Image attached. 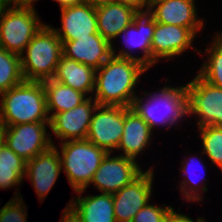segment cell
Here are the masks:
<instances>
[{
	"label": "cell",
	"instance_id": "cell-16",
	"mask_svg": "<svg viewBox=\"0 0 222 222\" xmlns=\"http://www.w3.org/2000/svg\"><path fill=\"white\" fill-rule=\"evenodd\" d=\"M196 1L150 0L149 7L154 12L155 22L190 28L197 35L205 27V21L198 16Z\"/></svg>",
	"mask_w": 222,
	"mask_h": 222
},
{
	"label": "cell",
	"instance_id": "cell-2",
	"mask_svg": "<svg viewBox=\"0 0 222 222\" xmlns=\"http://www.w3.org/2000/svg\"><path fill=\"white\" fill-rule=\"evenodd\" d=\"M157 91H143L138 94L131 105L140 117L154 131L160 127L166 130L175 127L177 130L180 121L186 120L188 116V95L186 84L182 86L164 85L156 88ZM144 95V96H143Z\"/></svg>",
	"mask_w": 222,
	"mask_h": 222
},
{
	"label": "cell",
	"instance_id": "cell-6",
	"mask_svg": "<svg viewBox=\"0 0 222 222\" xmlns=\"http://www.w3.org/2000/svg\"><path fill=\"white\" fill-rule=\"evenodd\" d=\"M45 24L36 9L17 7L2 0L0 2V47L21 55Z\"/></svg>",
	"mask_w": 222,
	"mask_h": 222
},
{
	"label": "cell",
	"instance_id": "cell-26",
	"mask_svg": "<svg viewBox=\"0 0 222 222\" xmlns=\"http://www.w3.org/2000/svg\"><path fill=\"white\" fill-rule=\"evenodd\" d=\"M213 35L210 46L204 49L206 59L197 74L209 84L222 88V32L216 31Z\"/></svg>",
	"mask_w": 222,
	"mask_h": 222
},
{
	"label": "cell",
	"instance_id": "cell-1",
	"mask_svg": "<svg viewBox=\"0 0 222 222\" xmlns=\"http://www.w3.org/2000/svg\"><path fill=\"white\" fill-rule=\"evenodd\" d=\"M147 71L138 61L112 55L96 70L92 97L98 105L131 107L141 76Z\"/></svg>",
	"mask_w": 222,
	"mask_h": 222
},
{
	"label": "cell",
	"instance_id": "cell-32",
	"mask_svg": "<svg viewBox=\"0 0 222 222\" xmlns=\"http://www.w3.org/2000/svg\"><path fill=\"white\" fill-rule=\"evenodd\" d=\"M117 3L132 7L134 10L149 7L150 0H115Z\"/></svg>",
	"mask_w": 222,
	"mask_h": 222
},
{
	"label": "cell",
	"instance_id": "cell-34",
	"mask_svg": "<svg viewBox=\"0 0 222 222\" xmlns=\"http://www.w3.org/2000/svg\"><path fill=\"white\" fill-rule=\"evenodd\" d=\"M11 5L17 6V7H26V8H34V3L39 0H5Z\"/></svg>",
	"mask_w": 222,
	"mask_h": 222
},
{
	"label": "cell",
	"instance_id": "cell-37",
	"mask_svg": "<svg viewBox=\"0 0 222 222\" xmlns=\"http://www.w3.org/2000/svg\"><path fill=\"white\" fill-rule=\"evenodd\" d=\"M4 144V125L0 122V148Z\"/></svg>",
	"mask_w": 222,
	"mask_h": 222
},
{
	"label": "cell",
	"instance_id": "cell-21",
	"mask_svg": "<svg viewBox=\"0 0 222 222\" xmlns=\"http://www.w3.org/2000/svg\"><path fill=\"white\" fill-rule=\"evenodd\" d=\"M200 153H201L200 156L199 153L195 154L196 155L195 156L193 154L191 155L186 152L185 154H187L188 157H184V159H182L181 167L179 168L180 172L182 173V174L179 173V176L182 178L184 177V179H182L181 182L179 183L180 185H178L180 190L179 192L181 193L182 197L181 199L189 203L190 202L199 203V201L203 202L204 201L203 196H205L204 193L208 192V186H207L208 180L206 179V176L203 175L202 177H199L197 174L194 173L197 170L199 171V169H196L197 167L198 168L200 167L203 172L204 171L207 172V167L203 162L204 159H202L204 154L202 153V151ZM193 170L195 171L193 172Z\"/></svg>",
	"mask_w": 222,
	"mask_h": 222
},
{
	"label": "cell",
	"instance_id": "cell-23",
	"mask_svg": "<svg viewBox=\"0 0 222 222\" xmlns=\"http://www.w3.org/2000/svg\"><path fill=\"white\" fill-rule=\"evenodd\" d=\"M134 9L121 3H110L96 8L98 33L110 44L133 22Z\"/></svg>",
	"mask_w": 222,
	"mask_h": 222
},
{
	"label": "cell",
	"instance_id": "cell-3",
	"mask_svg": "<svg viewBox=\"0 0 222 222\" xmlns=\"http://www.w3.org/2000/svg\"><path fill=\"white\" fill-rule=\"evenodd\" d=\"M0 122L12 126L50 122L42 81H23L0 94Z\"/></svg>",
	"mask_w": 222,
	"mask_h": 222
},
{
	"label": "cell",
	"instance_id": "cell-4",
	"mask_svg": "<svg viewBox=\"0 0 222 222\" xmlns=\"http://www.w3.org/2000/svg\"><path fill=\"white\" fill-rule=\"evenodd\" d=\"M50 25L46 23L20 55L25 81H44L54 77L62 56V41Z\"/></svg>",
	"mask_w": 222,
	"mask_h": 222
},
{
	"label": "cell",
	"instance_id": "cell-8",
	"mask_svg": "<svg viewBox=\"0 0 222 222\" xmlns=\"http://www.w3.org/2000/svg\"><path fill=\"white\" fill-rule=\"evenodd\" d=\"M188 118L196 119L197 127H222V88L209 84L198 74L186 83Z\"/></svg>",
	"mask_w": 222,
	"mask_h": 222
},
{
	"label": "cell",
	"instance_id": "cell-11",
	"mask_svg": "<svg viewBox=\"0 0 222 222\" xmlns=\"http://www.w3.org/2000/svg\"><path fill=\"white\" fill-rule=\"evenodd\" d=\"M124 107L97 105L93 112L87 140L107 153H115L123 135Z\"/></svg>",
	"mask_w": 222,
	"mask_h": 222
},
{
	"label": "cell",
	"instance_id": "cell-17",
	"mask_svg": "<svg viewBox=\"0 0 222 222\" xmlns=\"http://www.w3.org/2000/svg\"><path fill=\"white\" fill-rule=\"evenodd\" d=\"M60 28L52 29L61 41H72L78 37H89L97 34L96 8L87 3L75 4L60 9Z\"/></svg>",
	"mask_w": 222,
	"mask_h": 222
},
{
	"label": "cell",
	"instance_id": "cell-9",
	"mask_svg": "<svg viewBox=\"0 0 222 222\" xmlns=\"http://www.w3.org/2000/svg\"><path fill=\"white\" fill-rule=\"evenodd\" d=\"M50 122H33L4 126V144L26 162L54 145Z\"/></svg>",
	"mask_w": 222,
	"mask_h": 222
},
{
	"label": "cell",
	"instance_id": "cell-25",
	"mask_svg": "<svg viewBox=\"0 0 222 222\" xmlns=\"http://www.w3.org/2000/svg\"><path fill=\"white\" fill-rule=\"evenodd\" d=\"M26 169V161L19 157L12 149L3 144L0 148V189L15 188L12 198H20L23 195L18 186L22 185Z\"/></svg>",
	"mask_w": 222,
	"mask_h": 222
},
{
	"label": "cell",
	"instance_id": "cell-15",
	"mask_svg": "<svg viewBox=\"0 0 222 222\" xmlns=\"http://www.w3.org/2000/svg\"><path fill=\"white\" fill-rule=\"evenodd\" d=\"M61 172V159L54 144L26 162L24 180L29 178L31 186H33L39 201L42 203L54 187Z\"/></svg>",
	"mask_w": 222,
	"mask_h": 222
},
{
	"label": "cell",
	"instance_id": "cell-24",
	"mask_svg": "<svg viewBox=\"0 0 222 222\" xmlns=\"http://www.w3.org/2000/svg\"><path fill=\"white\" fill-rule=\"evenodd\" d=\"M42 83L50 118L55 113L65 112L80 105L88 98L84 93L53 79L44 80Z\"/></svg>",
	"mask_w": 222,
	"mask_h": 222
},
{
	"label": "cell",
	"instance_id": "cell-20",
	"mask_svg": "<svg viewBox=\"0 0 222 222\" xmlns=\"http://www.w3.org/2000/svg\"><path fill=\"white\" fill-rule=\"evenodd\" d=\"M84 192L85 189L76 191V197L68 201V206L81 222H116L112 194L82 196Z\"/></svg>",
	"mask_w": 222,
	"mask_h": 222
},
{
	"label": "cell",
	"instance_id": "cell-28",
	"mask_svg": "<svg viewBox=\"0 0 222 222\" xmlns=\"http://www.w3.org/2000/svg\"><path fill=\"white\" fill-rule=\"evenodd\" d=\"M201 137L202 153L216 165L222 173V127L204 126L196 129Z\"/></svg>",
	"mask_w": 222,
	"mask_h": 222
},
{
	"label": "cell",
	"instance_id": "cell-35",
	"mask_svg": "<svg viewBox=\"0 0 222 222\" xmlns=\"http://www.w3.org/2000/svg\"><path fill=\"white\" fill-rule=\"evenodd\" d=\"M115 0H85V3L91 5L94 8L103 6V5H108L110 3H114Z\"/></svg>",
	"mask_w": 222,
	"mask_h": 222
},
{
	"label": "cell",
	"instance_id": "cell-19",
	"mask_svg": "<svg viewBox=\"0 0 222 222\" xmlns=\"http://www.w3.org/2000/svg\"><path fill=\"white\" fill-rule=\"evenodd\" d=\"M62 56L97 70L111 56V44L99 33L62 41Z\"/></svg>",
	"mask_w": 222,
	"mask_h": 222
},
{
	"label": "cell",
	"instance_id": "cell-10",
	"mask_svg": "<svg viewBox=\"0 0 222 222\" xmlns=\"http://www.w3.org/2000/svg\"><path fill=\"white\" fill-rule=\"evenodd\" d=\"M197 35L186 27L155 22L153 39L151 42V67L157 62L170 61L184 55L192 49L200 56L201 50L194 47ZM165 59V60H164Z\"/></svg>",
	"mask_w": 222,
	"mask_h": 222
},
{
	"label": "cell",
	"instance_id": "cell-36",
	"mask_svg": "<svg viewBox=\"0 0 222 222\" xmlns=\"http://www.w3.org/2000/svg\"><path fill=\"white\" fill-rule=\"evenodd\" d=\"M53 1L57 2L60 5L59 6L60 9L75 4L85 3V0H53Z\"/></svg>",
	"mask_w": 222,
	"mask_h": 222
},
{
	"label": "cell",
	"instance_id": "cell-7",
	"mask_svg": "<svg viewBox=\"0 0 222 222\" xmlns=\"http://www.w3.org/2000/svg\"><path fill=\"white\" fill-rule=\"evenodd\" d=\"M155 29L154 12L150 7L134 10L133 22L116 39L123 38L124 48L115 49L111 43V54L118 58L132 59L151 69V42ZM123 36V37H121ZM118 49V52H116ZM137 50V51H136ZM140 50V52H139ZM135 52V53H134ZM136 52L142 53L135 55Z\"/></svg>",
	"mask_w": 222,
	"mask_h": 222
},
{
	"label": "cell",
	"instance_id": "cell-14",
	"mask_svg": "<svg viewBox=\"0 0 222 222\" xmlns=\"http://www.w3.org/2000/svg\"><path fill=\"white\" fill-rule=\"evenodd\" d=\"M97 105L98 102L93 97H88L68 111L55 113L50 118V136L54 135L60 142L87 139L91 118Z\"/></svg>",
	"mask_w": 222,
	"mask_h": 222
},
{
	"label": "cell",
	"instance_id": "cell-5",
	"mask_svg": "<svg viewBox=\"0 0 222 222\" xmlns=\"http://www.w3.org/2000/svg\"><path fill=\"white\" fill-rule=\"evenodd\" d=\"M59 145L56 148L60 155L62 172L71 188L74 192L87 190L107 152L87 139L64 141Z\"/></svg>",
	"mask_w": 222,
	"mask_h": 222
},
{
	"label": "cell",
	"instance_id": "cell-31",
	"mask_svg": "<svg viewBox=\"0 0 222 222\" xmlns=\"http://www.w3.org/2000/svg\"><path fill=\"white\" fill-rule=\"evenodd\" d=\"M179 212V213H178ZM180 209L176 212L174 209L169 214L166 222H205L206 218L203 217H197L196 220H193V218H190V216H187L186 214L181 213Z\"/></svg>",
	"mask_w": 222,
	"mask_h": 222
},
{
	"label": "cell",
	"instance_id": "cell-33",
	"mask_svg": "<svg viewBox=\"0 0 222 222\" xmlns=\"http://www.w3.org/2000/svg\"><path fill=\"white\" fill-rule=\"evenodd\" d=\"M62 212L59 222H81V219L73 212L67 203Z\"/></svg>",
	"mask_w": 222,
	"mask_h": 222
},
{
	"label": "cell",
	"instance_id": "cell-18",
	"mask_svg": "<svg viewBox=\"0 0 222 222\" xmlns=\"http://www.w3.org/2000/svg\"><path fill=\"white\" fill-rule=\"evenodd\" d=\"M154 132L131 107H124L123 135L116 150L122 153L118 155L138 162L139 155L142 156L143 151L145 152V149L151 145Z\"/></svg>",
	"mask_w": 222,
	"mask_h": 222
},
{
	"label": "cell",
	"instance_id": "cell-27",
	"mask_svg": "<svg viewBox=\"0 0 222 222\" xmlns=\"http://www.w3.org/2000/svg\"><path fill=\"white\" fill-rule=\"evenodd\" d=\"M23 81L21 56L0 47V94Z\"/></svg>",
	"mask_w": 222,
	"mask_h": 222
},
{
	"label": "cell",
	"instance_id": "cell-12",
	"mask_svg": "<svg viewBox=\"0 0 222 222\" xmlns=\"http://www.w3.org/2000/svg\"><path fill=\"white\" fill-rule=\"evenodd\" d=\"M111 154L107 153L103 158L89 184H93V189H98L97 191L101 193L118 192L144 171L137 161L122 155Z\"/></svg>",
	"mask_w": 222,
	"mask_h": 222
},
{
	"label": "cell",
	"instance_id": "cell-22",
	"mask_svg": "<svg viewBox=\"0 0 222 222\" xmlns=\"http://www.w3.org/2000/svg\"><path fill=\"white\" fill-rule=\"evenodd\" d=\"M95 73L94 68L61 56L52 79L92 97Z\"/></svg>",
	"mask_w": 222,
	"mask_h": 222
},
{
	"label": "cell",
	"instance_id": "cell-30",
	"mask_svg": "<svg viewBox=\"0 0 222 222\" xmlns=\"http://www.w3.org/2000/svg\"><path fill=\"white\" fill-rule=\"evenodd\" d=\"M173 209L168 204L158 206L155 202L154 205L149 202L137 212L131 222H166Z\"/></svg>",
	"mask_w": 222,
	"mask_h": 222
},
{
	"label": "cell",
	"instance_id": "cell-13",
	"mask_svg": "<svg viewBox=\"0 0 222 222\" xmlns=\"http://www.w3.org/2000/svg\"><path fill=\"white\" fill-rule=\"evenodd\" d=\"M154 168L149 166L131 183L112 194L116 222H131L137 212L152 200Z\"/></svg>",
	"mask_w": 222,
	"mask_h": 222
},
{
	"label": "cell",
	"instance_id": "cell-29",
	"mask_svg": "<svg viewBox=\"0 0 222 222\" xmlns=\"http://www.w3.org/2000/svg\"><path fill=\"white\" fill-rule=\"evenodd\" d=\"M24 202L23 196L6 202L0 208V222H27L28 207Z\"/></svg>",
	"mask_w": 222,
	"mask_h": 222
}]
</instances>
